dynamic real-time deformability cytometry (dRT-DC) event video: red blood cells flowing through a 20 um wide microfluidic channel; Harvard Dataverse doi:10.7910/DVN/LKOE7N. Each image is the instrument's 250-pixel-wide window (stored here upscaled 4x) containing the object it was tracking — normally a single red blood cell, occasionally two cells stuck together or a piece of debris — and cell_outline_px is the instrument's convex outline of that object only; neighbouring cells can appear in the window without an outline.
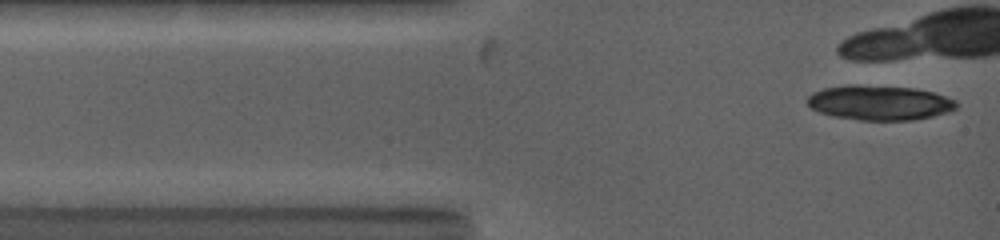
{"species": "common noctule bat (a hibernating species)", "species_latin": "Nyctalus noctula", "temperature_condition": "warm", "stored_images_in_passage": 1, "camera_frame_rate_fps": 5000, "um_per_image_px": 0.085, "animal": {"sex": "female", "body_mass_g": 19.0, "forearm_length_mm": 53.3}, "frame": {"image": 1, "passage_image": 1, "time_ms": 0.0, "image_size_px": [1000, 240], "cell_outline_px": [[956, 108], [948, 112], [932, 116], [912, 120], [860, 120], [832, 116], [820, 112], [812, 108], [804, 100], [812, 92], [824, 88], [848, 84], [856, 84], [916, 88], [932, 92], [956, 100]], "centroid_in_image_um": [74.71, 8.72], "position_along_channel_um": 10.3, "area_um2": 30.35}}